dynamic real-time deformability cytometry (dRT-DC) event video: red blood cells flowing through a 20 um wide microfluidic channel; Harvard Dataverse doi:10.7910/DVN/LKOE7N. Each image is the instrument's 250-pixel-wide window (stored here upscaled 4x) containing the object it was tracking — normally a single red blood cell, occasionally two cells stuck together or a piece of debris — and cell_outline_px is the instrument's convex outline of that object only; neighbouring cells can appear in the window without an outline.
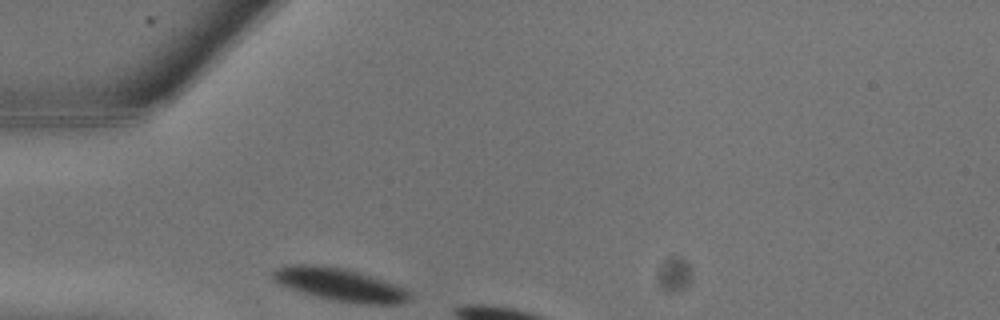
{"species": "common noctule bat (a hibernating species)", "species_latin": "Nyctalus noctula", "temperature_condition": "warm", "stored_images_in_passage": 3, "camera_frame_rate_fps": 3000, "um_per_image_px": 0.085, "animal": {"sex": "male", "body_mass_g": 13.3}, "frame": {"image": 1, "passage_image": 1, "time_ms": 0.0, "image_size_px": [1000, 320], "cell_outline_px": [[412, 296], [408, 300], [400, 304], [364, 304], [336, 300], [304, 292], [280, 284], [272, 276], [272, 272], [276, 268], [292, 264], [312, 264], [344, 268], [404, 288]], "centroid_in_image_um": [28.88, 24.18], "position_along_channel_um": 56.1, "area_um2": 25.2}}